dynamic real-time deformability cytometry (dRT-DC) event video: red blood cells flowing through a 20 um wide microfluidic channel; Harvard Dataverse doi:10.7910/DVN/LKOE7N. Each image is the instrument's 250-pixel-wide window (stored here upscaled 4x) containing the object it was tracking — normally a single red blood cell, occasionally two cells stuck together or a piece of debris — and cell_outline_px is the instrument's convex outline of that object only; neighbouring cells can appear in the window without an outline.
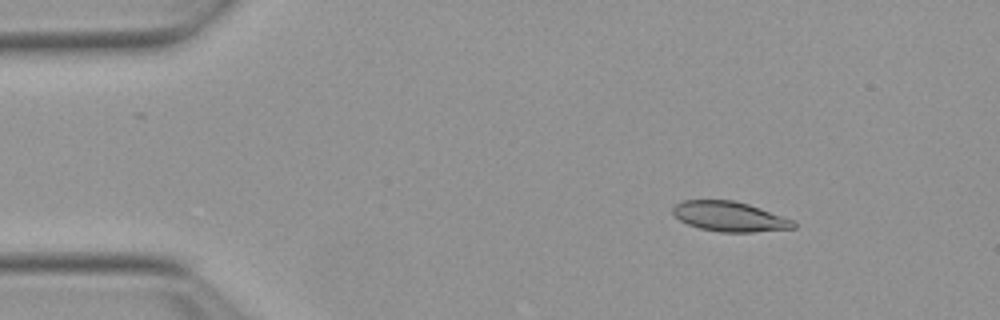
{"species": "Egyptian fruit bat (a non-hibernating species)", "species_latin": "Rousettus aegyptiacus", "temperature_condition": "warm", "stored_images_in_passage": 46, "camera_frame_rate_fps": 3000, "um_per_image_px": 0.085, "animal": {"sex": "female"}, "frame": {"image": 1, "passage_image": 1, "time_ms": 0.0, "image_size_px": [1000, 320], "cell_outline_px": [[796, 228], [752, 232], [720, 232], [700, 228], [688, 224], [680, 220], [672, 212], [672, 208], [676, 204], [684, 200], [732, 200], [748, 204], [760, 208], [792, 220], [796, 224]], "centroid_in_image_um": [62.0, 18.41], "position_along_channel_um": 23.0, "area_um2": 20.81}}
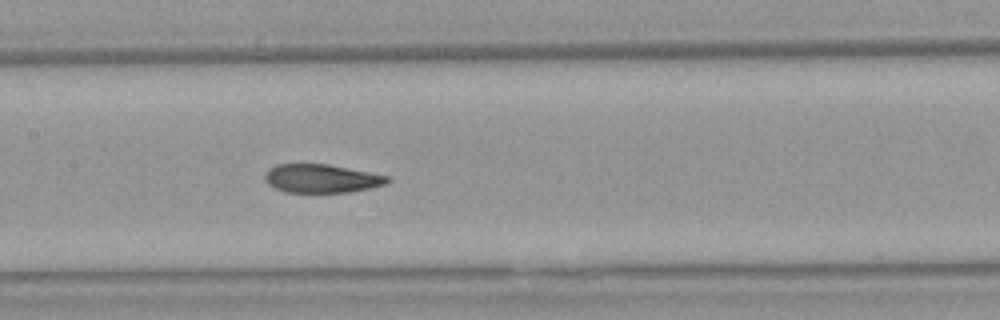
{"frame": {"image": 2, "passage_image": 19, "time_ms": 6.0, "image_size_px": [1000, 320], "cell_outline_px": [[392, 180], [384, 184], [372, 188], [348, 192], [284, 192], [268, 184], [264, 176], [268, 168], [276, 164], [328, 164], [388, 176]], "centroid_in_image_um": [27.31, 15.17], "position_along_channel_um": 180.1, "area_um2": 20.29}}
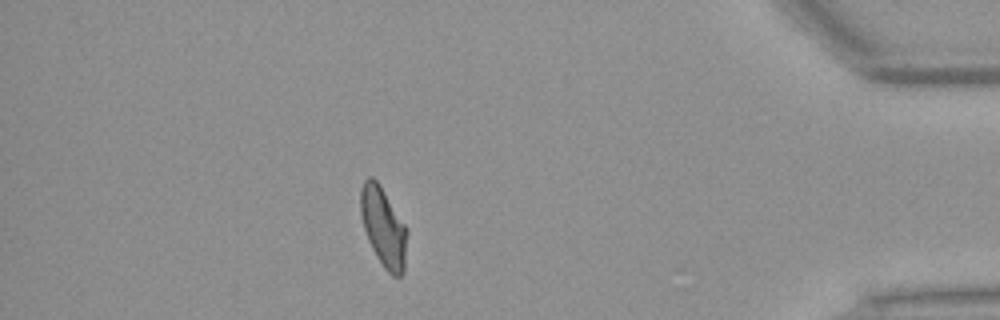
{"frame": {"image": 3, "passage_image": 40, "time_ms": 13.0, "image_size_px": [1000, 320], "cell_outline_px": [[408, 232], [404, 272], [400, 276], [392, 276], [384, 268], [376, 256], [368, 240], [364, 228], [360, 212], [360, 188], [364, 180], [368, 176], [372, 176], [380, 184], [404, 224]], "centroid_in_image_um": [32.59, 19.3], "position_along_channel_um": 402.6, "area_um2": 21.56}, "authors_computed_cell_mechanics": {"area_um2": 21.4727, "velocity_mm_per_s": 3.853, "shape_relaxation_time_tau1_ms": 7.4707, "shape_relaxation_time_tau2_ms": 1.5532, "deformation_change_tau1": 0.2069, "deformation_change_tau2": 0.0693}}